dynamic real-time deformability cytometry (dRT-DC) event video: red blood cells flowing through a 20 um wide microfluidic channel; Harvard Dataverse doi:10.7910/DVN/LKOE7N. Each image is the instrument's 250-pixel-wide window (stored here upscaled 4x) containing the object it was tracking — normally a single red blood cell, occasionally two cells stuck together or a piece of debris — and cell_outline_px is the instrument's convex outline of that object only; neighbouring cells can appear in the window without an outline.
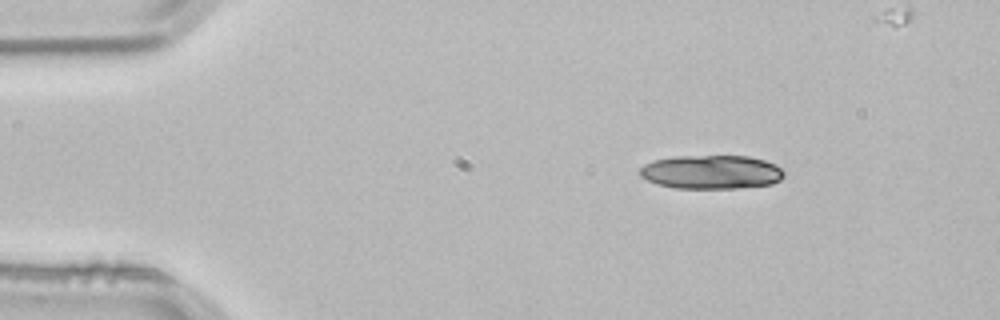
{"species": "common noctule bat (a hibernating species)", "species_latin": "Nyctalus noctula", "temperature_condition": "room temperature", "stored_images_in_passage": 3, "segment_of_instrument_passage": [1, 2], "camera_frame_rate_fps": 3000, "um_per_image_px": 0.085, "animal": {"sex": "male", "body_mass_g": 21.5, "forearm_length_mm": 52.0}, "frame": {"image": 1, "passage_image": 1, "time_ms": 0.0, "image_size_px": [1000, 320], "cell_outline_px": [[784, 176], [780, 180], [772, 184], [736, 188], [676, 188], [656, 184], [640, 176], [640, 168], [644, 164], [652, 160], [676, 156], [748, 156], [764, 160], [776, 164], [784, 172]], "centroid_in_image_um": [60.46, 14.62], "position_along_channel_um": 24.5, "area_um2": 28.5}}